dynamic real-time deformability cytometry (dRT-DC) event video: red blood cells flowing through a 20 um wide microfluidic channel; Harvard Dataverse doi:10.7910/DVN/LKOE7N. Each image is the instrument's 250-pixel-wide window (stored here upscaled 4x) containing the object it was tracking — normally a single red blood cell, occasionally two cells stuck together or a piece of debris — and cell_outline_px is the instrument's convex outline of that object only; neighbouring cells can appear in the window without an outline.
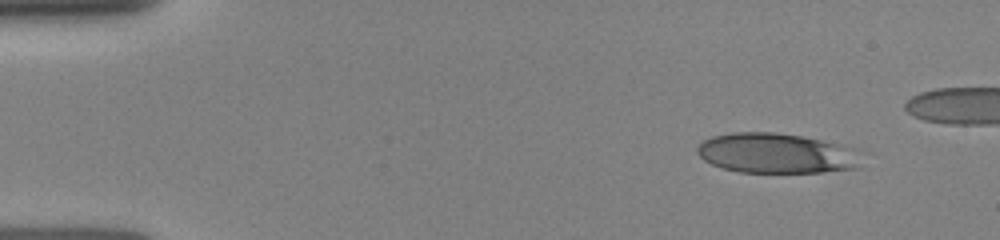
{"species": "human", "species_latin": "Homo sapiens", "temperature_condition": "room temperature", "stored_images_in_passage": 7, "camera_frame_rate_fps": 3000, "um_per_image_px": 0.085, "donor": {"sex": "female"}, "frame": {"image": 1, "passage_image": 1, "time_ms": 0.0, "image_size_px": [1000, 240], "cell_outline_px": [[868, 152], [860, 168], [820, 172], [740, 172], [724, 168], [712, 164], [704, 160], [696, 152], [696, 148], [704, 140], [712, 136], [732, 132], [772, 132], [800, 136], [844, 144], [860, 148]], "centroid_in_image_um": [66.16, 13.02], "position_along_channel_um": 18.8, "area_um2": 39.25}}
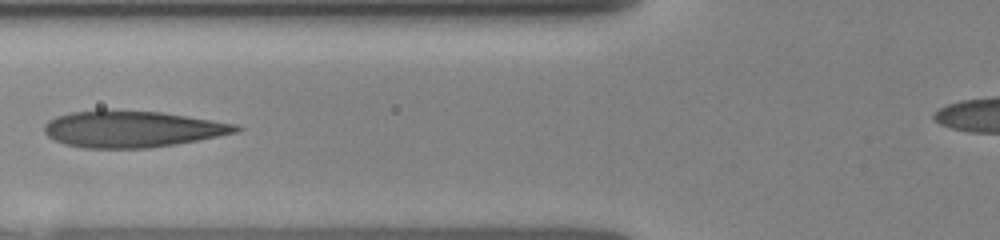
{"frame": {"image": 2, "passage_image": 6, "time_ms": 4.667, "image_size_px": [1000, 240], "cell_outline_px": [[244, 128], [236, 132], [220, 136], [176, 144], [148, 148], [84, 148], [64, 144], [48, 136], [44, 132], [44, 124], [48, 120], [56, 116], [72, 112], [96, 108], [112, 108], [160, 112], [212, 120], [236, 124]], "centroid_in_image_um": [11.19, 10.94], "position_along_channel_um": 114.6, "area_um2": 41.38}}
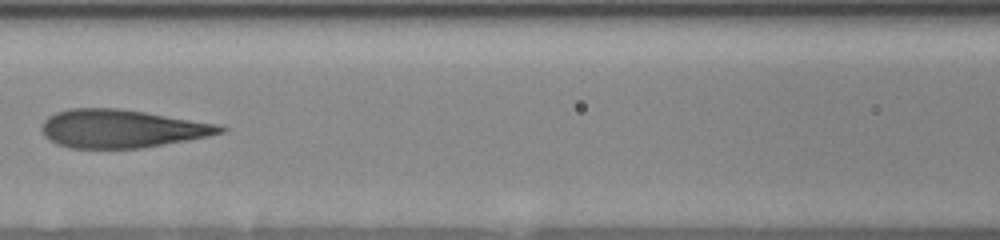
{"frame": {"image": 3, "passage_image": 7, "time_ms": 5.667, "image_size_px": [1000, 240], "cell_outline_px": [[228, 128], [224, 132], [208, 136], [188, 140], [144, 148], [68, 148], [56, 144], [48, 140], [44, 136], [40, 128], [44, 120], [48, 116], [56, 112], [68, 108], [120, 108], [220, 124]], "centroid_in_image_um": [10.32, 10.93], "position_along_channel_um": 156.3, "area_um2": 40.11}}